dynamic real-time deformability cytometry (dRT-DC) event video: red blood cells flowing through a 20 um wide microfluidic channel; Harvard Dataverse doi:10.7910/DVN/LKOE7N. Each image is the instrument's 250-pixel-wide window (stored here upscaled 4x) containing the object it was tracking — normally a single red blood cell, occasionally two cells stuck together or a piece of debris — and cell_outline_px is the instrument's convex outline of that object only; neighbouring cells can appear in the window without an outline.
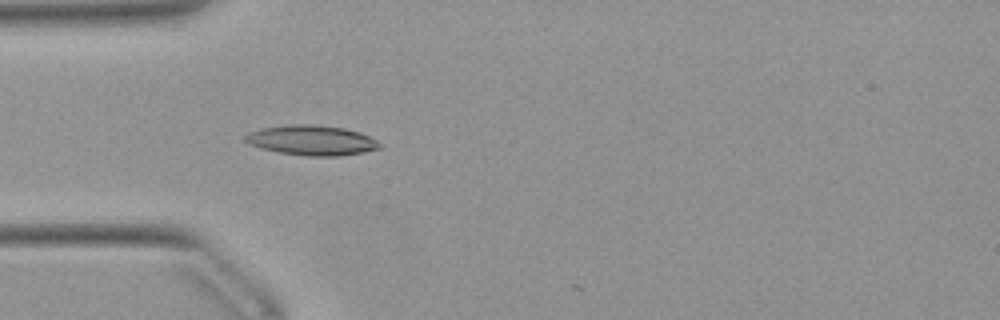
{"species": "Egyptian fruit bat (a non-hibernating species)", "species_latin": "Rousettus aegyptiacus", "temperature_condition": "warm", "stored_images_in_passage": 3, "camera_frame_rate_fps": 3000, "um_per_image_px": 0.085, "animal": {"sex": "female"}, "frame": {"image": 1, "passage_image": 1, "time_ms": 0.0, "image_size_px": [1000, 320], "cell_outline_px": [[380, 148], [364, 152], [340, 156], [308, 156], [280, 152], [260, 148], [248, 144], [244, 140], [244, 136], [248, 132], [260, 128], [288, 124], [312, 124], [344, 128], [360, 132], [376, 140], [380, 144]], "centroid_in_image_um": [26.45, 11.92], "position_along_channel_um": 58.5, "area_um2": 23.58}}